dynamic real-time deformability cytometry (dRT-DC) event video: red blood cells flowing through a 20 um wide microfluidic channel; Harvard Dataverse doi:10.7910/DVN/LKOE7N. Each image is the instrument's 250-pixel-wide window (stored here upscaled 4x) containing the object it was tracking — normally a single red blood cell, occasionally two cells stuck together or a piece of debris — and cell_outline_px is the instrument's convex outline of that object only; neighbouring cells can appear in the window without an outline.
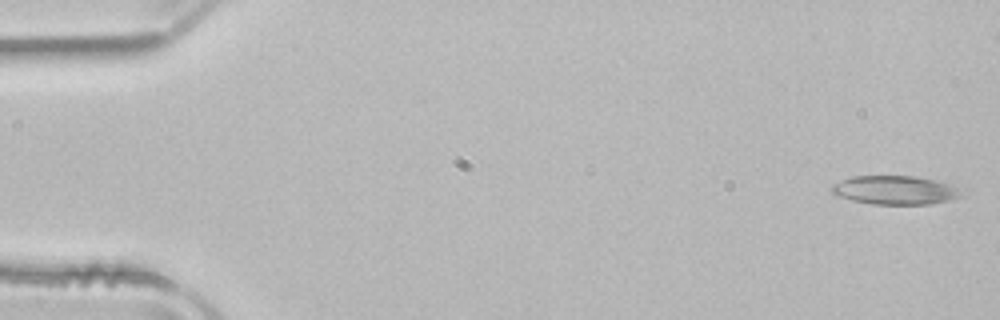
{"species": "common noctule bat (a hibernating species)", "species_latin": "Nyctalus noctula", "temperature_condition": "room temperature", "stored_images_in_passage": 52, "camera_frame_rate_fps": 3000, "um_per_image_px": 0.085, "animal": {"sex": "male", "body_mass_g": 21.5, "forearm_length_mm": 52.0}, "frame": {"image": 1, "passage_image": 1, "time_ms": 0.0, "image_size_px": [1000, 320], "cell_outline_px": [[968, 192], [964, 196], [948, 200], [928, 204], [872, 204], [852, 200], [840, 196], [832, 192], [832, 184], [852, 176], [912, 176], [936, 180], [952, 184]], "centroid_in_image_um": [76.18, 16.15], "position_along_channel_um": 8.8, "area_um2": 21.85}}
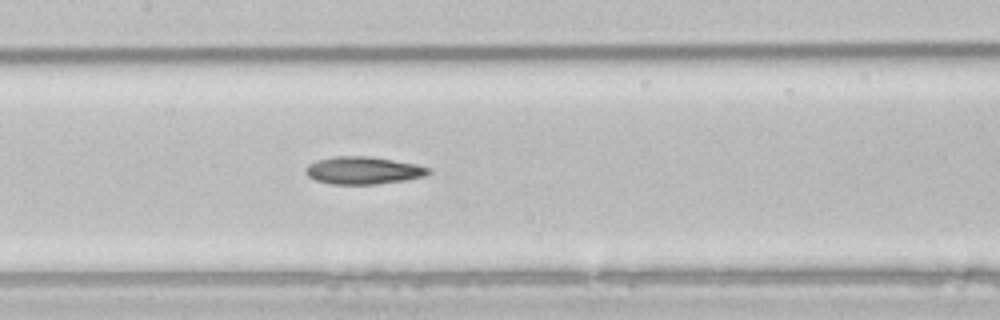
{"frame": {"image": 2, "passage_image": 24, "time_ms": 7.667, "image_size_px": [1000, 320], "cell_outline_px": [[432, 172], [424, 176], [404, 180], [376, 184], [332, 184], [316, 180], [308, 176], [304, 172], [308, 164], [316, 160], [336, 156], [368, 156], [416, 164], [432, 168]], "centroid_in_image_um": [30.88, 14.48], "position_along_channel_um": 176.5, "area_um2": 19.65}}
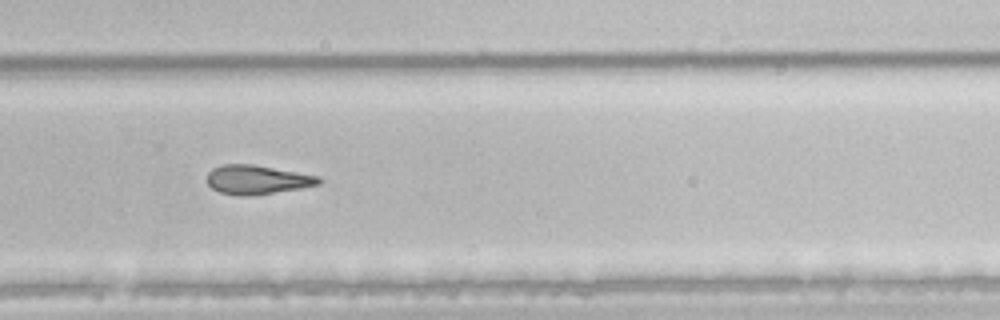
{"frame": {"image": 3, "passage_image": 34, "time_ms": 11.0, "image_size_px": [1000, 320], "cell_outline_px": [[324, 180], [320, 184], [300, 188], [248, 196], [240, 196], [220, 192], [212, 188], [208, 184], [208, 172], [212, 168], [220, 164], [252, 164], [320, 176]], "centroid_in_image_um": [21.86, 15.26], "position_along_channel_um": 307.9, "area_um2": 18.9}, "authors_computed_cell_mechanics": {"area_um2": 21.2126, "velocity_mm_per_s": 3.9675, "shape_relaxation_time_tau1_ms": null, "shape_relaxation_time_tau2_ms": 5.5102, "deformation_change_tau1": null, "deformation_change_tau2": 0.1633}}